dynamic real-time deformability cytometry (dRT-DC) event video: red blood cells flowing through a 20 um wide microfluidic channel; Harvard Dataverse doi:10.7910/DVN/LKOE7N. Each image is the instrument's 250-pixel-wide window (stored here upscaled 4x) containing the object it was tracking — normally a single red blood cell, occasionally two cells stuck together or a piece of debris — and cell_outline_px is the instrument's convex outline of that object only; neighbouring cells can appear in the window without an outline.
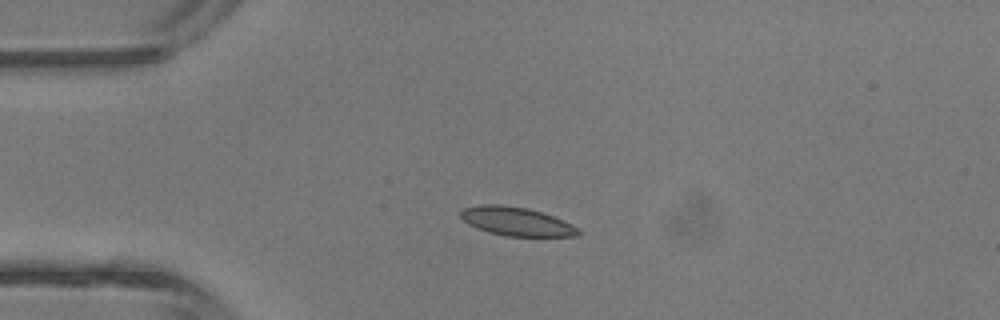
{"species": "common noctule bat (a hibernating species)", "species_latin": "Nyctalus noctula", "temperature_condition": "room temperature", "stored_images_in_passage": 4, "camera_frame_rate_fps": 3000, "um_per_image_px": 0.085, "animal": {"sex": "male", "body_mass_g": 13.3}, "frame": {"image": 1, "passage_image": 3, "time_ms": 2.333, "image_size_px": [1000, 320], "cell_outline_px": [[580, 236], [508, 236], [488, 232], [476, 228], [468, 224], [460, 216], [460, 212], [464, 208], [480, 204], [500, 204], [528, 208], [552, 216], [580, 228]], "centroid_in_image_um": [43.88, 18.82], "position_along_channel_um": 41.1, "area_um2": 19.59}}
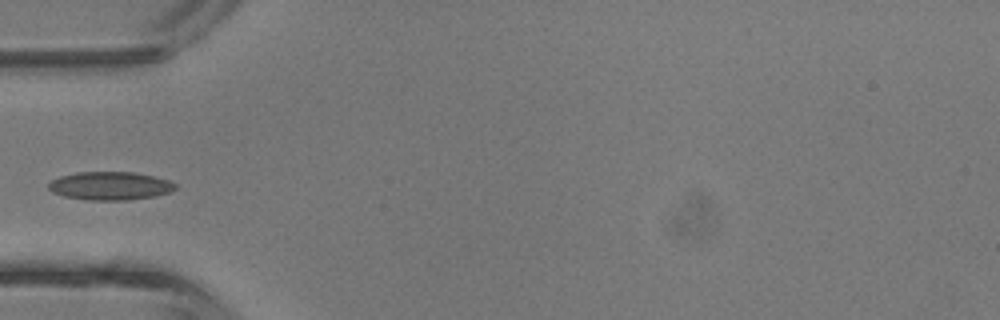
{"frame": {"image": 2, "passage_image": 4, "time_ms": 3.667, "image_size_px": [1000, 320], "cell_outline_px": [[176, 188], [168, 192], [156, 196], [128, 200], [88, 200], [64, 196], [52, 192], [48, 188], [48, 184], [52, 180], [60, 176], [76, 172], [132, 172], [152, 176], [168, 180], [176, 184]], "centroid_in_image_um": [9.34, 15.8], "position_along_channel_um": 75.7, "area_um2": 20.81}}